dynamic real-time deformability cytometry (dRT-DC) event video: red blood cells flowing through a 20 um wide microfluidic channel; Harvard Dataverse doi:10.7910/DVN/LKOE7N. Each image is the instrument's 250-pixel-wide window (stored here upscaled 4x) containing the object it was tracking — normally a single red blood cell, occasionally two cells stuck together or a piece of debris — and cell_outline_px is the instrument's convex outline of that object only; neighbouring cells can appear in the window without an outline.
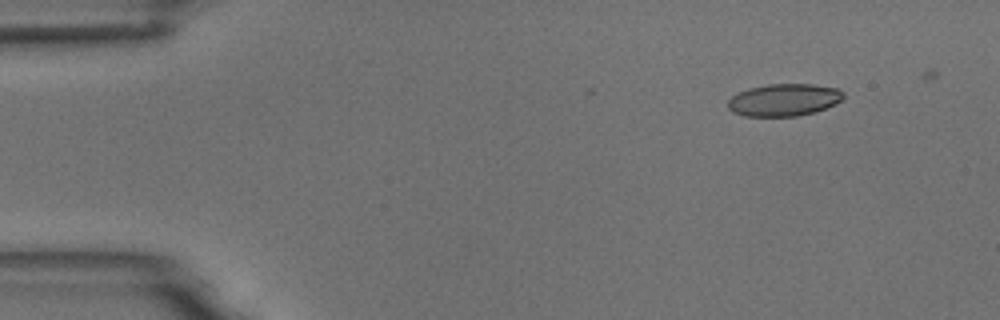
{"species": "common noctule bat (a hibernating species)", "species_latin": "Nyctalus noctula", "temperature_condition": "room temperature", "stored_images_in_passage": 5, "segment_of_instrument_passage": [1, 2], "camera_frame_rate_fps": 3000, "um_per_image_px": 0.085, "animal": {"sex": "male", "body_mass_g": 18.8}, "frame": {"image": 1, "passage_image": 1, "time_ms": 0.0, "image_size_px": [1000, 320], "cell_outline_px": [[844, 96], [836, 104], [812, 112], [796, 116], [744, 116], [732, 112], [728, 108], [728, 100], [732, 96], [748, 88], [768, 84], [812, 84], [840, 88], [844, 92]], "centroid_in_image_um": [66.64, 8.48], "position_along_channel_um": 18.4, "area_um2": 21.73}}